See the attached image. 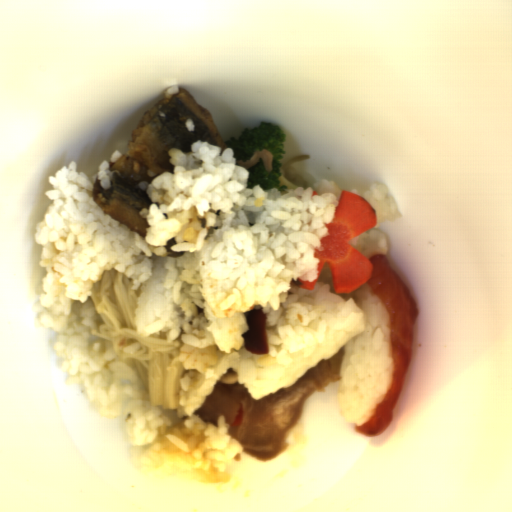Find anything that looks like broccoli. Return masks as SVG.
Returning <instances> with one entry per match:
<instances>
[{
    "label": "broccoli",
    "instance_id": "1",
    "mask_svg": "<svg viewBox=\"0 0 512 512\" xmlns=\"http://www.w3.org/2000/svg\"><path fill=\"white\" fill-rule=\"evenodd\" d=\"M286 141L285 132L277 125L270 122H261L256 128L243 129L239 138L230 137L223 141L226 148H231L232 156L235 160L246 161L260 150H269L272 155L271 171H267L262 158L248 171V188L254 189L261 186L264 190L277 189L281 194H286L289 190L286 186H280L279 177H282L280 168L283 164L280 160L284 159L286 154L284 142Z\"/></svg>",
    "mask_w": 512,
    "mask_h": 512
}]
</instances>
